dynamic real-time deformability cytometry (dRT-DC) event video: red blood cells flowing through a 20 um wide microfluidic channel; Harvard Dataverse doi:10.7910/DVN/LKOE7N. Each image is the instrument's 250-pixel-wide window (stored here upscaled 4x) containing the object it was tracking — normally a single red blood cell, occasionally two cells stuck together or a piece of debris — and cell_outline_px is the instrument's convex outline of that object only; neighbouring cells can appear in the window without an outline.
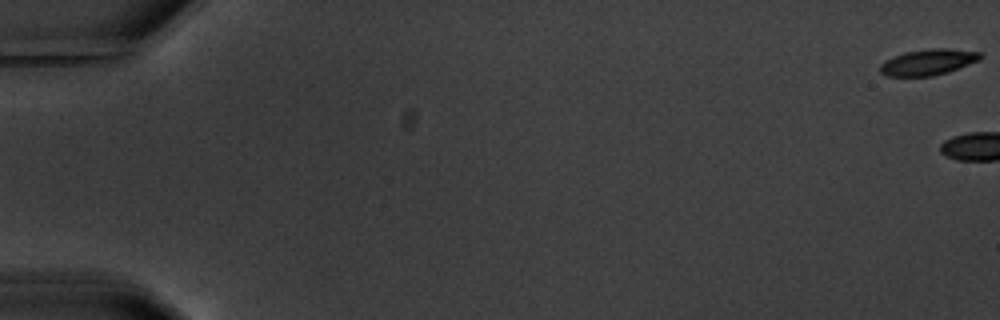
{"species": "common noctule bat (a hibernating species)", "species_latin": "Nyctalus noctula", "temperature_condition": "warm", "stored_images_in_passage": 5, "camera_frame_rate_fps": 3000, "um_per_image_px": 0.085, "animal": {"sex": "male", "body_mass_g": 20.1, "forearm_length_mm": 53.5}, "frame": {"image": 1, "passage_image": 1, "time_ms": 0.0, "image_size_px": [1000, 320], "cell_outline_px": [[984, 56], [980, 60], [948, 72], [932, 76], [888, 76], [880, 72], [880, 64], [884, 60], [904, 52], [932, 48], [948, 48], [980, 52]], "centroid_in_image_um": [78.91, 5.27], "position_along_channel_um": 6.1, "area_um2": 15.26}}